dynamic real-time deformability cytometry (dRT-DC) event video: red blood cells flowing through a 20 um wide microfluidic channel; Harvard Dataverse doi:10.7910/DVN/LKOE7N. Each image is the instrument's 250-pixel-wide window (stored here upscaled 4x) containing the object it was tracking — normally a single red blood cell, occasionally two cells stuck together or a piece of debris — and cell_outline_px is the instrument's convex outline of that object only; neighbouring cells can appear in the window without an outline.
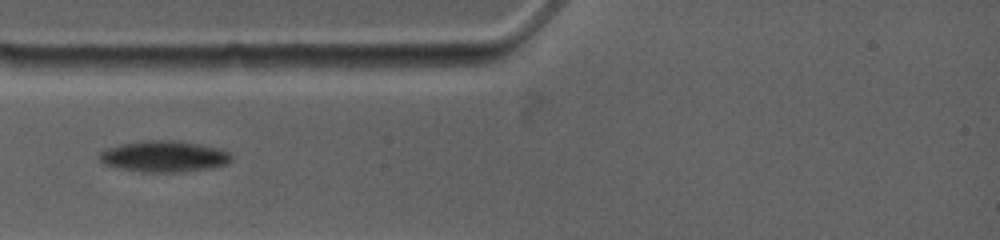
{"species": "common noctule bat (a hibernating species)", "species_latin": "Nyctalus noctula", "temperature_condition": "warm", "stored_images_in_passage": 4, "camera_frame_rate_fps": 4500, "um_per_image_px": 0.085, "animal": {"sex": "female", "body_mass_g": 19.0, "forearm_length_mm": 53.3}, "frame": {"image": 1, "passage_image": 1, "time_ms": 0.0, "image_size_px": [1000, 240], "cell_outline_px": [[232, 160], [228, 164], [208, 168], [176, 172], [144, 172], [104, 164], [100, 160], [100, 152], [108, 148], [120, 144], [144, 140], [176, 140], [200, 144], [220, 148], [228, 152], [232, 156]], "centroid_in_image_um": [13.98, 13.28], "position_along_channel_um": 71.0, "area_um2": 23.81}}
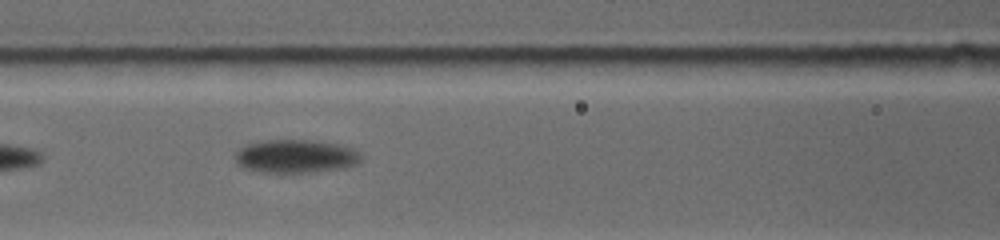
{"frame": {"image": 2, "passage_image": 3, "time_ms": 2.0, "image_size_px": [1000, 240], "cell_outline_px": [[360, 160], [356, 164], [336, 168], [308, 172], [264, 172], [244, 168], [236, 160], [236, 152], [240, 148], [248, 144], [264, 140], [316, 140], [336, 144], [352, 148], [360, 152]], "centroid_in_image_um": [25.12, 13.26], "position_along_channel_um": 141.5, "area_um2": 23.93}}
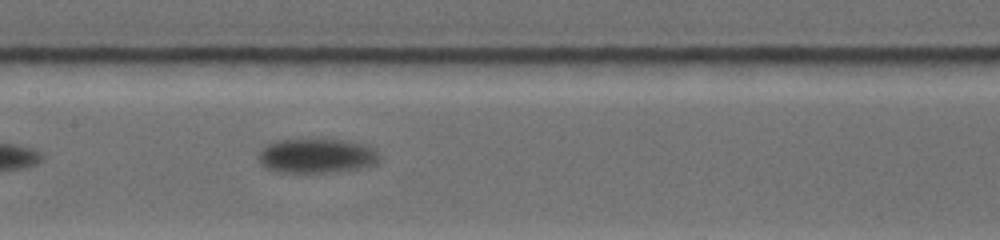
{"frame": {"image": 3, "passage_image": 4, "time_ms": 3.111, "image_size_px": [1000, 240], "cell_outline_px": [[380, 160], [376, 164], [360, 168], [336, 172], [280, 172], [264, 168], [260, 164], [256, 156], [260, 148], [276, 140], [344, 140], [364, 144], [376, 148], [380, 156]], "centroid_in_image_um": [26.9, 13.25], "position_along_channel_um": 180.5, "area_um2": 24.62}}